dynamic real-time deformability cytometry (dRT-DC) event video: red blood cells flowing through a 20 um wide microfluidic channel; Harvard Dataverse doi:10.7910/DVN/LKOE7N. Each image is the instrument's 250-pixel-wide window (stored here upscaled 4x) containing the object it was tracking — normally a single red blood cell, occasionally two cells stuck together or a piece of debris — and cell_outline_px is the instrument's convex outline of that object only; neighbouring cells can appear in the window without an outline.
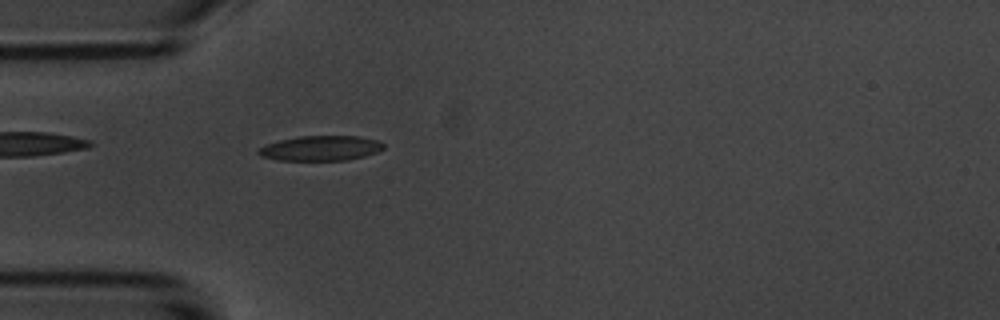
{"species": "common noctule bat (a hibernating species)", "species_latin": "Nyctalus noctula", "temperature_condition": "room temperature", "stored_images_in_passage": 3, "camera_frame_rate_fps": 3000, "um_per_image_px": 0.085, "animal": {"sex": "male", "body_mass_g": 20.1, "forearm_length_mm": 53.5}, "frame": {"image": 1, "passage_image": 3, "time_ms": 2.333, "image_size_px": [1000, 320], "cell_outline_px": [[384, 148], [376, 152], [364, 156], [348, 160], [276, 160], [260, 156], [256, 152], [264, 144], [280, 140], [300, 136], [360, 136], [380, 140], [384, 144]], "centroid_in_image_um": [27.26, 12.59], "position_along_channel_um": 57.7, "area_um2": 18.32}}